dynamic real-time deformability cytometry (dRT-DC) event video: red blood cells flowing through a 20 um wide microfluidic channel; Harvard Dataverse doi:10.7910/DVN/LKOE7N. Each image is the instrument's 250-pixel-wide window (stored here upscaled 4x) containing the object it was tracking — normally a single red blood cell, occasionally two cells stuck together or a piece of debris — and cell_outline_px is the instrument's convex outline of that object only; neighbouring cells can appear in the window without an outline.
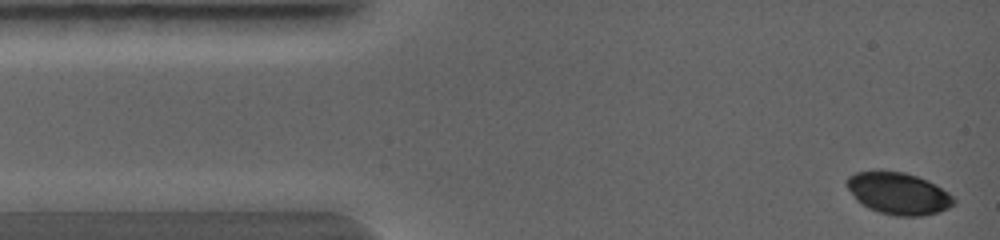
{"species": "common noctule bat (a hibernating species)", "species_latin": "Nyctalus noctula", "temperature_condition": "warm", "stored_images_in_passage": 18, "camera_frame_rate_fps": 5000, "um_per_image_px": 0.085, "animal": {"sex": "female", "body_mass_g": 19.0, "forearm_length_mm": 56.7}, "frame": {"image": 1, "passage_image": 1, "time_ms": 0.0, "image_size_px": [1000, 240], "cell_outline_px": [[956, 204], [948, 208], [936, 212], [920, 216], [896, 216], [880, 212], [868, 208], [856, 200], [844, 184], [848, 176], [856, 172], [904, 172], [916, 176], [936, 184], [948, 192], [956, 200]], "centroid_in_image_um": [76.36, 16.45], "position_along_channel_um": 8.6, "area_um2": 25.95}}
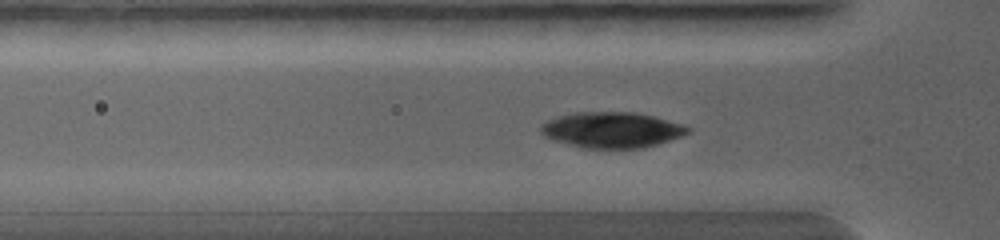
{"frame": {"image": 2, "passage_image": 8, "time_ms": 2.2, "image_size_px": [1000, 240], "cell_outline_px": [[692, 132], [644, 148], [580, 148], [552, 140], [544, 136], [540, 132], [540, 124], [548, 120], [560, 116], [576, 112], [636, 112], [652, 116], [680, 124], [692, 128]], "centroid_in_image_um": [51.96, 11.05], "position_along_channel_um": 73.8, "area_um2": 30.58}}
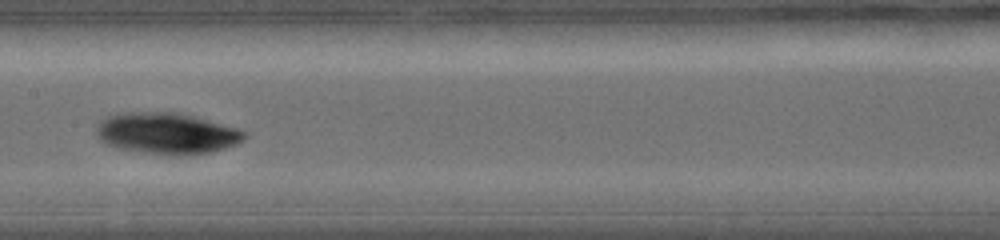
{"frame": {"image": 3, "passage_image": 13, "time_ms": 4.0, "image_size_px": [1000, 240], "cell_outline_px": [[248, 136], [244, 140], [236, 144], [212, 152], [148, 152], [120, 148], [104, 144], [100, 140], [96, 132], [96, 128], [100, 120], [108, 116], [120, 112], [180, 112], [236, 128], [244, 132]], "centroid_in_image_um": [14.13, 11.28], "position_along_channel_um": 193.3, "area_um2": 34.62}}